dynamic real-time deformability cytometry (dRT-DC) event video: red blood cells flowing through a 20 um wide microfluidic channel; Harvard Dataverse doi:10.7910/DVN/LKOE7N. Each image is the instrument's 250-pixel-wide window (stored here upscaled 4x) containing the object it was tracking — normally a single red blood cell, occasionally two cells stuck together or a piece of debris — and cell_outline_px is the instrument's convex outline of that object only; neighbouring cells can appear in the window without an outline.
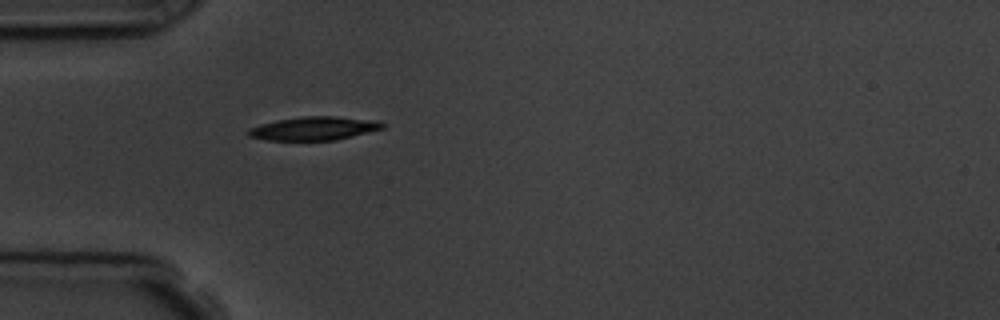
{"species": "common noctule bat (a hibernating species)", "species_latin": "Nyctalus noctula", "temperature_condition": "room temperature", "stored_images_in_passage": 1, "camera_frame_rate_fps": 3000, "um_per_image_px": 0.085, "animal": {"sex": "male", "body_mass_g": 19.5, "forearm_length_mm": 54.6}, "frame": {"image": 1, "passage_image": 1, "time_ms": 0.0, "image_size_px": [1000, 320], "cell_outline_px": [[384, 128], [336, 140], [268, 140], [248, 136], [248, 128], [260, 124], [280, 120], [304, 116], [336, 116], [380, 120], [384, 124]], "centroid_in_image_um": [26.73, 10.91], "position_along_channel_um": 58.3, "area_um2": 18.32}}